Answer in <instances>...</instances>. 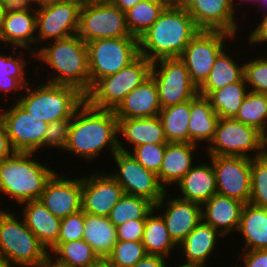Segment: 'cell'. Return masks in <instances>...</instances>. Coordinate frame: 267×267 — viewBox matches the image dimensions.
Wrapping results in <instances>:
<instances>
[{
	"label": "cell",
	"mask_w": 267,
	"mask_h": 267,
	"mask_svg": "<svg viewBox=\"0 0 267 267\" xmlns=\"http://www.w3.org/2000/svg\"><path fill=\"white\" fill-rule=\"evenodd\" d=\"M86 44L90 88L98 79L117 73L139 56L136 37L98 39Z\"/></svg>",
	"instance_id": "ba28073f"
},
{
	"label": "cell",
	"mask_w": 267,
	"mask_h": 267,
	"mask_svg": "<svg viewBox=\"0 0 267 267\" xmlns=\"http://www.w3.org/2000/svg\"><path fill=\"white\" fill-rule=\"evenodd\" d=\"M198 145L193 143H167L160 172V184L167 190V184L178 181L194 166L193 152ZM166 184V186H165Z\"/></svg>",
	"instance_id": "484cf974"
},
{
	"label": "cell",
	"mask_w": 267,
	"mask_h": 267,
	"mask_svg": "<svg viewBox=\"0 0 267 267\" xmlns=\"http://www.w3.org/2000/svg\"><path fill=\"white\" fill-rule=\"evenodd\" d=\"M212 163L200 162L194 165L177 183L182 194L178 198L199 205L207 202L217 193L216 174ZM183 195V196H182Z\"/></svg>",
	"instance_id": "cb8c5ba5"
},
{
	"label": "cell",
	"mask_w": 267,
	"mask_h": 267,
	"mask_svg": "<svg viewBox=\"0 0 267 267\" xmlns=\"http://www.w3.org/2000/svg\"><path fill=\"white\" fill-rule=\"evenodd\" d=\"M151 76L156 81L161 108L187 102L198 94L197 86L179 58L153 62Z\"/></svg>",
	"instance_id": "8fae6325"
},
{
	"label": "cell",
	"mask_w": 267,
	"mask_h": 267,
	"mask_svg": "<svg viewBox=\"0 0 267 267\" xmlns=\"http://www.w3.org/2000/svg\"><path fill=\"white\" fill-rule=\"evenodd\" d=\"M146 220H133L116 227L117 241L142 242Z\"/></svg>",
	"instance_id": "7dc6e473"
},
{
	"label": "cell",
	"mask_w": 267,
	"mask_h": 267,
	"mask_svg": "<svg viewBox=\"0 0 267 267\" xmlns=\"http://www.w3.org/2000/svg\"><path fill=\"white\" fill-rule=\"evenodd\" d=\"M231 37L234 38L224 31L201 30L185 47L179 59L185 64L197 88L208 78L214 61L226 48L225 39Z\"/></svg>",
	"instance_id": "7c38bea8"
},
{
	"label": "cell",
	"mask_w": 267,
	"mask_h": 267,
	"mask_svg": "<svg viewBox=\"0 0 267 267\" xmlns=\"http://www.w3.org/2000/svg\"><path fill=\"white\" fill-rule=\"evenodd\" d=\"M48 251L53 262L63 267H95L102 261L84 239L55 243Z\"/></svg>",
	"instance_id": "1f68e13d"
},
{
	"label": "cell",
	"mask_w": 267,
	"mask_h": 267,
	"mask_svg": "<svg viewBox=\"0 0 267 267\" xmlns=\"http://www.w3.org/2000/svg\"><path fill=\"white\" fill-rule=\"evenodd\" d=\"M77 35L88 43L92 40L131 36L126 14L109 0L82 5Z\"/></svg>",
	"instance_id": "30bf717a"
},
{
	"label": "cell",
	"mask_w": 267,
	"mask_h": 267,
	"mask_svg": "<svg viewBox=\"0 0 267 267\" xmlns=\"http://www.w3.org/2000/svg\"><path fill=\"white\" fill-rule=\"evenodd\" d=\"M242 1H243V0H242ZM254 1L258 3L259 0H253V2H254ZM232 3H233V6H235V2H234V0H232Z\"/></svg>",
	"instance_id": "03108f58"
},
{
	"label": "cell",
	"mask_w": 267,
	"mask_h": 267,
	"mask_svg": "<svg viewBox=\"0 0 267 267\" xmlns=\"http://www.w3.org/2000/svg\"><path fill=\"white\" fill-rule=\"evenodd\" d=\"M71 118L60 119L48 123L43 140V149L47 147H59L65 149L70 133Z\"/></svg>",
	"instance_id": "bcb514c9"
},
{
	"label": "cell",
	"mask_w": 267,
	"mask_h": 267,
	"mask_svg": "<svg viewBox=\"0 0 267 267\" xmlns=\"http://www.w3.org/2000/svg\"><path fill=\"white\" fill-rule=\"evenodd\" d=\"M153 210L147 217L144 226L142 243L147 255L168 257L171 250L177 245L170 238L166 224L161 215Z\"/></svg>",
	"instance_id": "e575fe53"
},
{
	"label": "cell",
	"mask_w": 267,
	"mask_h": 267,
	"mask_svg": "<svg viewBox=\"0 0 267 267\" xmlns=\"http://www.w3.org/2000/svg\"><path fill=\"white\" fill-rule=\"evenodd\" d=\"M36 26L35 8L30 5L8 7L0 31V42L9 43L12 48L27 49L35 55L37 50L31 44L37 43Z\"/></svg>",
	"instance_id": "44dd1931"
},
{
	"label": "cell",
	"mask_w": 267,
	"mask_h": 267,
	"mask_svg": "<svg viewBox=\"0 0 267 267\" xmlns=\"http://www.w3.org/2000/svg\"><path fill=\"white\" fill-rule=\"evenodd\" d=\"M146 255L142 242L117 241L104 261L110 267H134Z\"/></svg>",
	"instance_id": "60d3db41"
},
{
	"label": "cell",
	"mask_w": 267,
	"mask_h": 267,
	"mask_svg": "<svg viewBox=\"0 0 267 267\" xmlns=\"http://www.w3.org/2000/svg\"><path fill=\"white\" fill-rule=\"evenodd\" d=\"M33 152H14L0 161V192L19 204L38 200L55 170L33 158Z\"/></svg>",
	"instance_id": "277c9868"
},
{
	"label": "cell",
	"mask_w": 267,
	"mask_h": 267,
	"mask_svg": "<svg viewBox=\"0 0 267 267\" xmlns=\"http://www.w3.org/2000/svg\"><path fill=\"white\" fill-rule=\"evenodd\" d=\"M220 117L206 96L197 94L190 100L189 143L212 141Z\"/></svg>",
	"instance_id": "83f0119b"
},
{
	"label": "cell",
	"mask_w": 267,
	"mask_h": 267,
	"mask_svg": "<svg viewBox=\"0 0 267 267\" xmlns=\"http://www.w3.org/2000/svg\"><path fill=\"white\" fill-rule=\"evenodd\" d=\"M161 110L156 81L152 76L128 93L113 110L117 118H149Z\"/></svg>",
	"instance_id": "7402d4cb"
},
{
	"label": "cell",
	"mask_w": 267,
	"mask_h": 267,
	"mask_svg": "<svg viewBox=\"0 0 267 267\" xmlns=\"http://www.w3.org/2000/svg\"><path fill=\"white\" fill-rule=\"evenodd\" d=\"M0 114L9 141L15 152H33L43 148V140L48 123L26 111L17 101ZM9 109V110H8Z\"/></svg>",
	"instance_id": "5bb4252c"
},
{
	"label": "cell",
	"mask_w": 267,
	"mask_h": 267,
	"mask_svg": "<svg viewBox=\"0 0 267 267\" xmlns=\"http://www.w3.org/2000/svg\"><path fill=\"white\" fill-rule=\"evenodd\" d=\"M235 119L263 132L267 126V95L249 91Z\"/></svg>",
	"instance_id": "ab89813d"
},
{
	"label": "cell",
	"mask_w": 267,
	"mask_h": 267,
	"mask_svg": "<svg viewBox=\"0 0 267 267\" xmlns=\"http://www.w3.org/2000/svg\"><path fill=\"white\" fill-rule=\"evenodd\" d=\"M239 231L245 237L243 251L267 249V208L246 203L241 213Z\"/></svg>",
	"instance_id": "f546056e"
},
{
	"label": "cell",
	"mask_w": 267,
	"mask_h": 267,
	"mask_svg": "<svg viewBox=\"0 0 267 267\" xmlns=\"http://www.w3.org/2000/svg\"><path fill=\"white\" fill-rule=\"evenodd\" d=\"M85 225V213L80 210L61 219L60 234L56 243H67L83 239Z\"/></svg>",
	"instance_id": "f6af8a7d"
},
{
	"label": "cell",
	"mask_w": 267,
	"mask_h": 267,
	"mask_svg": "<svg viewBox=\"0 0 267 267\" xmlns=\"http://www.w3.org/2000/svg\"><path fill=\"white\" fill-rule=\"evenodd\" d=\"M5 126L0 120V161L10 157L14 153Z\"/></svg>",
	"instance_id": "f907efd6"
},
{
	"label": "cell",
	"mask_w": 267,
	"mask_h": 267,
	"mask_svg": "<svg viewBox=\"0 0 267 267\" xmlns=\"http://www.w3.org/2000/svg\"><path fill=\"white\" fill-rule=\"evenodd\" d=\"M48 44L34 55V59L38 58L56 72L47 83L73 86L86 94L90 90L87 44L77 34L50 40Z\"/></svg>",
	"instance_id": "3957f363"
},
{
	"label": "cell",
	"mask_w": 267,
	"mask_h": 267,
	"mask_svg": "<svg viewBox=\"0 0 267 267\" xmlns=\"http://www.w3.org/2000/svg\"><path fill=\"white\" fill-rule=\"evenodd\" d=\"M168 0H142L125 12L131 36L141 37L169 4Z\"/></svg>",
	"instance_id": "8d00e7d4"
},
{
	"label": "cell",
	"mask_w": 267,
	"mask_h": 267,
	"mask_svg": "<svg viewBox=\"0 0 267 267\" xmlns=\"http://www.w3.org/2000/svg\"><path fill=\"white\" fill-rule=\"evenodd\" d=\"M30 85L24 88L25 95L16 100L29 114L46 123L72 118L85 102V94L73 86L45 83L33 88Z\"/></svg>",
	"instance_id": "8992f818"
},
{
	"label": "cell",
	"mask_w": 267,
	"mask_h": 267,
	"mask_svg": "<svg viewBox=\"0 0 267 267\" xmlns=\"http://www.w3.org/2000/svg\"><path fill=\"white\" fill-rule=\"evenodd\" d=\"M15 213L0 209V252L9 267H42L49 251Z\"/></svg>",
	"instance_id": "5b68a950"
},
{
	"label": "cell",
	"mask_w": 267,
	"mask_h": 267,
	"mask_svg": "<svg viewBox=\"0 0 267 267\" xmlns=\"http://www.w3.org/2000/svg\"><path fill=\"white\" fill-rule=\"evenodd\" d=\"M66 1H73V2L79 3L82 6V5L91 4L93 2H97L98 0H66Z\"/></svg>",
	"instance_id": "680465c9"
},
{
	"label": "cell",
	"mask_w": 267,
	"mask_h": 267,
	"mask_svg": "<svg viewBox=\"0 0 267 267\" xmlns=\"http://www.w3.org/2000/svg\"><path fill=\"white\" fill-rule=\"evenodd\" d=\"M42 267H63V266L56 264L55 262H53V259L49 258Z\"/></svg>",
	"instance_id": "91938a15"
},
{
	"label": "cell",
	"mask_w": 267,
	"mask_h": 267,
	"mask_svg": "<svg viewBox=\"0 0 267 267\" xmlns=\"http://www.w3.org/2000/svg\"><path fill=\"white\" fill-rule=\"evenodd\" d=\"M244 267H267V249L245 251Z\"/></svg>",
	"instance_id": "c3c4849f"
},
{
	"label": "cell",
	"mask_w": 267,
	"mask_h": 267,
	"mask_svg": "<svg viewBox=\"0 0 267 267\" xmlns=\"http://www.w3.org/2000/svg\"><path fill=\"white\" fill-rule=\"evenodd\" d=\"M243 77L249 91L267 95V56L244 63Z\"/></svg>",
	"instance_id": "ee69618b"
},
{
	"label": "cell",
	"mask_w": 267,
	"mask_h": 267,
	"mask_svg": "<svg viewBox=\"0 0 267 267\" xmlns=\"http://www.w3.org/2000/svg\"><path fill=\"white\" fill-rule=\"evenodd\" d=\"M208 156H241L250 159L265 154L262 132L235 118H220L210 144ZM254 151L252 154L249 152ZM257 150V151H256Z\"/></svg>",
	"instance_id": "9c48e42d"
},
{
	"label": "cell",
	"mask_w": 267,
	"mask_h": 267,
	"mask_svg": "<svg viewBox=\"0 0 267 267\" xmlns=\"http://www.w3.org/2000/svg\"><path fill=\"white\" fill-rule=\"evenodd\" d=\"M83 239L104 261L117 242L116 227L108 217L85 213Z\"/></svg>",
	"instance_id": "4dcf8cb0"
},
{
	"label": "cell",
	"mask_w": 267,
	"mask_h": 267,
	"mask_svg": "<svg viewBox=\"0 0 267 267\" xmlns=\"http://www.w3.org/2000/svg\"><path fill=\"white\" fill-rule=\"evenodd\" d=\"M0 267H9L8 265H7V262H6V260H5V258H4V256H3V254L0 252Z\"/></svg>",
	"instance_id": "94428289"
},
{
	"label": "cell",
	"mask_w": 267,
	"mask_h": 267,
	"mask_svg": "<svg viewBox=\"0 0 267 267\" xmlns=\"http://www.w3.org/2000/svg\"><path fill=\"white\" fill-rule=\"evenodd\" d=\"M216 174L217 193L249 203L251 159L241 156H209Z\"/></svg>",
	"instance_id": "9a60e30c"
},
{
	"label": "cell",
	"mask_w": 267,
	"mask_h": 267,
	"mask_svg": "<svg viewBox=\"0 0 267 267\" xmlns=\"http://www.w3.org/2000/svg\"><path fill=\"white\" fill-rule=\"evenodd\" d=\"M167 193L166 191L154 206V210L164 209L163 203L166 201L167 209L160 215L164 219L170 238L178 246L202 221V206L178 197L167 200Z\"/></svg>",
	"instance_id": "ffe728a7"
},
{
	"label": "cell",
	"mask_w": 267,
	"mask_h": 267,
	"mask_svg": "<svg viewBox=\"0 0 267 267\" xmlns=\"http://www.w3.org/2000/svg\"><path fill=\"white\" fill-rule=\"evenodd\" d=\"M166 257L158 255H146L134 267H167Z\"/></svg>",
	"instance_id": "816d5d0a"
},
{
	"label": "cell",
	"mask_w": 267,
	"mask_h": 267,
	"mask_svg": "<svg viewBox=\"0 0 267 267\" xmlns=\"http://www.w3.org/2000/svg\"><path fill=\"white\" fill-rule=\"evenodd\" d=\"M13 55H0V91H3L5 95L11 90L16 93L18 90H24V88L30 83L26 79L25 68L27 60L25 57L17 55V49L12 48Z\"/></svg>",
	"instance_id": "74e56055"
},
{
	"label": "cell",
	"mask_w": 267,
	"mask_h": 267,
	"mask_svg": "<svg viewBox=\"0 0 267 267\" xmlns=\"http://www.w3.org/2000/svg\"><path fill=\"white\" fill-rule=\"evenodd\" d=\"M248 39L250 44H259L267 41V12L264 14L260 24L250 33Z\"/></svg>",
	"instance_id": "681fc988"
},
{
	"label": "cell",
	"mask_w": 267,
	"mask_h": 267,
	"mask_svg": "<svg viewBox=\"0 0 267 267\" xmlns=\"http://www.w3.org/2000/svg\"><path fill=\"white\" fill-rule=\"evenodd\" d=\"M122 12H126L142 0H109Z\"/></svg>",
	"instance_id": "f5cc1de1"
},
{
	"label": "cell",
	"mask_w": 267,
	"mask_h": 267,
	"mask_svg": "<svg viewBox=\"0 0 267 267\" xmlns=\"http://www.w3.org/2000/svg\"><path fill=\"white\" fill-rule=\"evenodd\" d=\"M249 203L267 208V155L251 159V196Z\"/></svg>",
	"instance_id": "b9f144b4"
},
{
	"label": "cell",
	"mask_w": 267,
	"mask_h": 267,
	"mask_svg": "<svg viewBox=\"0 0 267 267\" xmlns=\"http://www.w3.org/2000/svg\"><path fill=\"white\" fill-rule=\"evenodd\" d=\"M260 2H258V5L261 3V4H263V6L265 7V6H267V0H259Z\"/></svg>",
	"instance_id": "e7e4bbea"
},
{
	"label": "cell",
	"mask_w": 267,
	"mask_h": 267,
	"mask_svg": "<svg viewBox=\"0 0 267 267\" xmlns=\"http://www.w3.org/2000/svg\"><path fill=\"white\" fill-rule=\"evenodd\" d=\"M262 143L264 152L267 155V126L266 129L262 132Z\"/></svg>",
	"instance_id": "6f0895ef"
},
{
	"label": "cell",
	"mask_w": 267,
	"mask_h": 267,
	"mask_svg": "<svg viewBox=\"0 0 267 267\" xmlns=\"http://www.w3.org/2000/svg\"><path fill=\"white\" fill-rule=\"evenodd\" d=\"M175 3L188 11L200 30L224 31L233 36L237 33L232 0H176Z\"/></svg>",
	"instance_id": "e0dca14e"
},
{
	"label": "cell",
	"mask_w": 267,
	"mask_h": 267,
	"mask_svg": "<svg viewBox=\"0 0 267 267\" xmlns=\"http://www.w3.org/2000/svg\"><path fill=\"white\" fill-rule=\"evenodd\" d=\"M247 88L248 86L243 77L240 81L212 91L207 98L220 118H235L239 107L249 92Z\"/></svg>",
	"instance_id": "d590c367"
},
{
	"label": "cell",
	"mask_w": 267,
	"mask_h": 267,
	"mask_svg": "<svg viewBox=\"0 0 267 267\" xmlns=\"http://www.w3.org/2000/svg\"><path fill=\"white\" fill-rule=\"evenodd\" d=\"M158 117L168 143H189L190 100L161 108Z\"/></svg>",
	"instance_id": "836d02e7"
},
{
	"label": "cell",
	"mask_w": 267,
	"mask_h": 267,
	"mask_svg": "<svg viewBox=\"0 0 267 267\" xmlns=\"http://www.w3.org/2000/svg\"><path fill=\"white\" fill-rule=\"evenodd\" d=\"M118 140V148L120 151L129 152L145 169L156 174L160 172V167L163 161L166 144H143L134 148V151H129Z\"/></svg>",
	"instance_id": "7bdbcfd3"
},
{
	"label": "cell",
	"mask_w": 267,
	"mask_h": 267,
	"mask_svg": "<svg viewBox=\"0 0 267 267\" xmlns=\"http://www.w3.org/2000/svg\"><path fill=\"white\" fill-rule=\"evenodd\" d=\"M117 135L118 119L114 111L94 108L85 101L71 118L64 150L94 161L101 151L109 147L113 156L119 150L120 137Z\"/></svg>",
	"instance_id": "7a4b0ae2"
},
{
	"label": "cell",
	"mask_w": 267,
	"mask_h": 267,
	"mask_svg": "<svg viewBox=\"0 0 267 267\" xmlns=\"http://www.w3.org/2000/svg\"><path fill=\"white\" fill-rule=\"evenodd\" d=\"M29 0H0V4L8 7L28 5Z\"/></svg>",
	"instance_id": "11a10c76"
},
{
	"label": "cell",
	"mask_w": 267,
	"mask_h": 267,
	"mask_svg": "<svg viewBox=\"0 0 267 267\" xmlns=\"http://www.w3.org/2000/svg\"><path fill=\"white\" fill-rule=\"evenodd\" d=\"M95 267H110L105 261H101L97 266Z\"/></svg>",
	"instance_id": "be15d7a7"
},
{
	"label": "cell",
	"mask_w": 267,
	"mask_h": 267,
	"mask_svg": "<svg viewBox=\"0 0 267 267\" xmlns=\"http://www.w3.org/2000/svg\"><path fill=\"white\" fill-rule=\"evenodd\" d=\"M80 9L79 3L66 0L36 9L37 44L50 39L59 40L76 35L79 28Z\"/></svg>",
	"instance_id": "2e32d148"
},
{
	"label": "cell",
	"mask_w": 267,
	"mask_h": 267,
	"mask_svg": "<svg viewBox=\"0 0 267 267\" xmlns=\"http://www.w3.org/2000/svg\"><path fill=\"white\" fill-rule=\"evenodd\" d=\"M113 158L119 171L109 174L123 188L124 194L149 200L156 205L167 191L156 173L145 169L129 152L118 150Z\"/></svg>",
	"instance_id": "4fadbf2b"
},
{
	"label": "cell",
	"mask_w": 267,
	"mask_h": 267,
	"mask_svg": "<svg viewBox=\"0 0 267 267\" xmlns=\"http://www.w3.org/2000/svg\"><path fill=\"white\" fill-rule=\"evenodd\" d=\"M7 9H8V6L0 4V31L3 26V21H4V17H5Z\"/></svg>",
	"instance_id": "9f6ffc18"
},
{
	"label": "cell",
	"mask_w": 267,
	"mask_h": 267,
	"mask_svg": "<svg viewBox=\"0 0 267 267\" xmlns=\"http://www.w3.org/2000/svg\"><path fill=\"white\" fill-rule=\"evenodd\" d=\"M62 1H65V0H29L28 5H30V6H33V5L37 6L38 5L35 8V9H38V8H41V7H44V6H48V5H53L55 3L62 2Z\"/></svg>",
	"instance_id": "db71d44e"
},
{
	"label": "cell",
	"mask_w": 267,
	"mask_h": 267,
	"mask_svg": "<svg viewBox=\"0 0 267 267\" xmlns=\"http://www.w3.org/2000/svg\"><path fill=\"white\" fill-rule=\"evenodd\" d=\"M218 236L223 238L216 229L201 221L178 245L184 252L185 261L187 260L183 263L206 267L205 263L215 249Z\"/></svg>",
	"instance_id": "f1b7e54d"
},
{
	"label": "cell",
	"mask_w": 267,
	"mask_h": 267,
	"mask_svg": "<svg viewBox=\"0 0 267 267\" xmlns=\"http://www.w3.org/2000/svg\"><path fill=\"white\" fill-rule=\"evenodd\" d=\"M154 204L142 197L124 194L107 216L115 227L133 220H146Z\"/></svg>",
	"instance_id": "f35d334b"
},
{
	"label": "cell",
	"mask_w": 267,
	"mask_h": 267,
	"mask_svg": "<svg viewBox=\"0 0 267 267\" xmlns=\"http://www.w3.org/2000/svg\"><path fill=\"white\" fill-rule=\"evenodd\" d=\"M152 62L139 55L115 74L98 79L85 94V101L97 109L114 110L124 97L151 76Z\"/></svg>",
	"instance_id": "52a82bcc"
},
{
	"label": "cell",
	"mask_w": 267,
	"mask_h": 267,
	"mask_svg": "<svg viewBox=\"0 0 267 267\" xmlns=\"http://www.w3.org/2000/svg\"><path fill=\"white\" fill-rule=\"evenodd\" d=\"M244 205L240 200L215 193L202 205V221L225 237L238 231Z\"/></svg>",
	"instance_id": "603a6c76"
},
{
	"label": "cell",
	"mask_w": 267,
	"mask_h": 267,
	"mask_svg": "<svg viewBox=\"0 0 267 267\" xmlns=\"http://www.w3.org/2000/svg\"><path fill=\"white\" fill-rule=\"evenodd\" d=\"M118 136L121 134L132 149L143 144H167L164 129L158 116L149 118H117Z\"/></svg>",
	"instance_id": "4316f807"
},
{
	"label": "cell",
	"mask_w": 267,
	"mask_h": 267,
	"mask_svg": "<svg viewBox=\"0 0 267 267\" xmlns=\"http://www.w3.org/2000/svg\"><path fill=\"white\" fill-rule=\"evenodd\" d=\"M21 205H24L21 216L26 226L49 250L58 241L61 219L50 213L39 199L27 201Z\"/></svg>",
	"instance_id": "d4e9b609"
},
{
	"label": "cell",
	"mask_w": 267,
	"mask_h": 267,
	"mask_svg": "<svg viewBox=\"0 0 267 267\" xmlns=\"http://www.w3.org/2000/svg\"><path fill=\"white\" fill-rule=\"evenodd\" d=\"M200 31L186 9L170 2L152 26L138 38L139 55L152 63L179 58Z\"/></svg>",
	"instance_id": "6da1fadb"
},
{
	"label": "cell",
	"mask_w": 267,
	"mask_h": 267,
	"mask_svg": "<svg viewBox=\"0 0 267 267\" xmlns=\"http://www.w3.org/2000/svg\"><path fill=\"white\" fill-rule=\"evenodd\" d=\"M223 50L214 61L211 72L205 82L198 88V94L208 96L212 91L219 90L228 84L240 81L244 75V64H237Z\"/></svg>",
	"instance_id": "d6a6232c"
},
{
	"label": "cell",
	"mask_w": 267,
	"mask_h": 267,
	"mask_svg": "<svg viewBox=\"0 0 267 267\" xmlns=\"http://www.w3.org/2000/svg\"><path fill=\"white\" fill-rule=\"evenodd\" d=\"M94 173L82 177V211L107 217L124 191L109 173Z\"/></svg>",
	"instance_id": "d6986e66"
},
{
	"label": "cell",
	"mask_w": 267,
	"mask_h": 267,
	"mask_svg": "<svg viewBox=\"0 0 267 267\" xmlns=\"http://www.w3.org/2000/svg\"><path fill=\"white\" fill-rule=\"evenodd\" d=\"M56 172L47 181L39 201L59 219L82 210V177L68 179Z\"/></svg>",
	"instance_id": "ac0fdd59"
},
{
	"label": "cell",
	"mask_w": 267,
	"mask_h": 267,
	"mask_svg": "<svg viewBox=\"0 0 267 267\" xmlns=\"http://www.w3.org/2000/svg\"><path fill=\"white\" fill-rule=\"evenodd\" d=\"M176 267H205V266H202V265H198V264H179V266H176Z\"/></svg>",
	"instance_id": "6125c7cd"
}]
</instances>
